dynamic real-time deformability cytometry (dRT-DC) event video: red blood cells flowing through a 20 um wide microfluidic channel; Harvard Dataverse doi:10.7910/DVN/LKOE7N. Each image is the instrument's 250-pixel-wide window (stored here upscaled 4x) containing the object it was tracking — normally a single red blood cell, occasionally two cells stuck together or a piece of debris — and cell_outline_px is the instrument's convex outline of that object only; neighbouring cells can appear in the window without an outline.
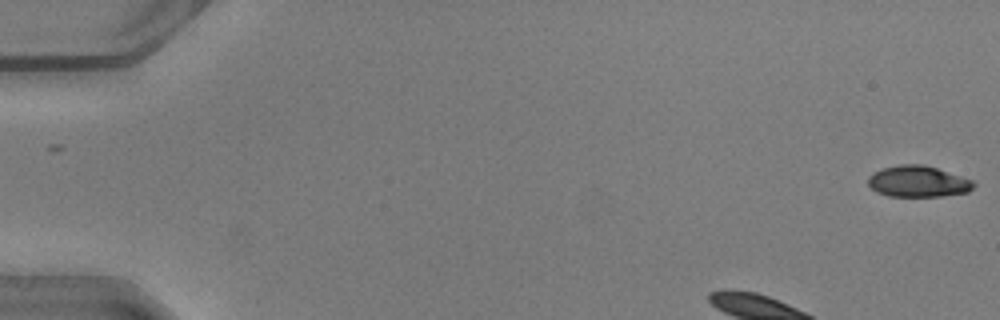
{"species": "common noctule bat (a hibernating species)", "species_latin": "Nyctalus noctula", "temperature_condition": "warm", "stored_images_in_passage": 47, "camera_frame_rate_fps": 3000, "um_per_image_px": 0.085, "animal": {"sex": "male", "body_mass_g": 20.5, "forearm_length_mm": 52.5}, "frame": {"image": 1, "passage_image": 1, "time_ms": 0.0, "image_size_px": [1000, 320], "cell_outline_px": [[976, 184], [968, 192], [944, 196], [888, 196], [876, 192], [868, 184], [868, 176], [884, 168], [900, 164], [924, 164], [972, 180]], "centroid_in_image_um": [78.03, 15.43], "position_along_channel_um": 7.0, "area_um2": 19.07}}
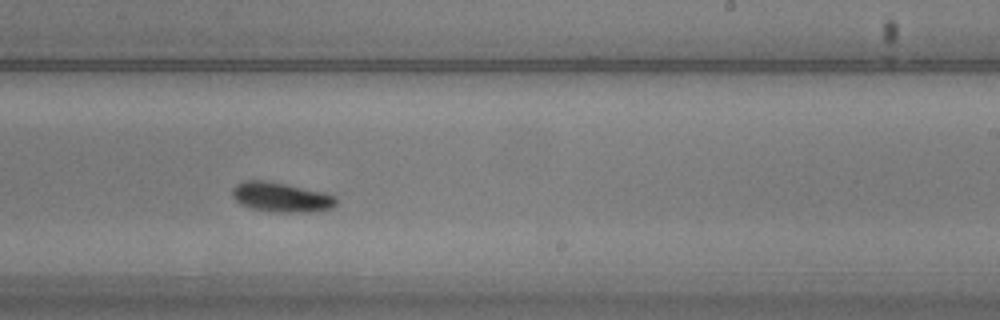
{"frame": {"image": 2, "passage_image": 27, "time_ms": 8.667, "image_size_px": [1000, 320], "cell_outline_px": [[336, 204], [332, 208], [308, 212], [268, 212], [252, 208], [240, 204], [232, 196], [232, 188], [236, 184], [244, 180], [264, 180], [324, 192], [336, 196]], "centroid_in_image_um": [23.87, 16.76], "position_along_channel_um": 265.1, "area_um2": 17.98}}
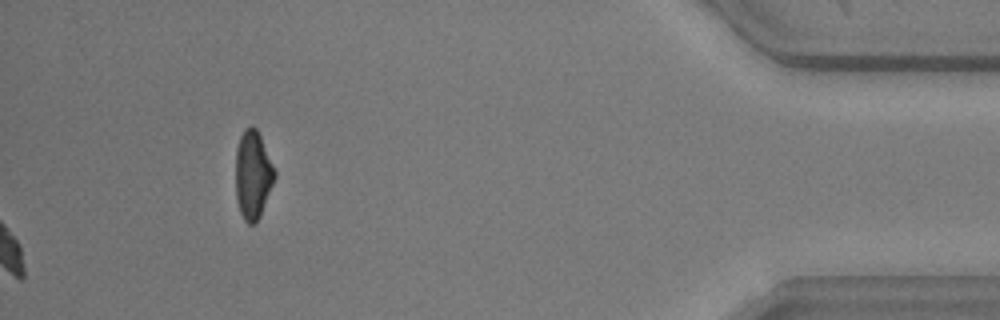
{"frame": {"image": 3, "passage_image": 47, "time_ms": 15.333, "image_size_px": [1000, 320], "cell_outline_px": [[276, 176], [260, 216], [256, 224], [248, 224], [244, 220], [240, 212], [236, 196], [236, 148], [240, 136], [244, 128], [252, 124], [256, 128], [260, 136], [276, 172]], "centroid_in_image_um": [21.49, 14.86], "position_along_channel_um": 413.7, "area_um2": 20.06}, "authors_computed_cell_mechanics": {"area_um2": 17.3978, "velocity_mm_per_s": 4.0392, "shape_relaxation_time_tau1_ms": 1.792, "shape_relaxation_time_tau2_ms": null, "deformation_change_tau1": 0.1207, "deformation_change_tau2": null}}